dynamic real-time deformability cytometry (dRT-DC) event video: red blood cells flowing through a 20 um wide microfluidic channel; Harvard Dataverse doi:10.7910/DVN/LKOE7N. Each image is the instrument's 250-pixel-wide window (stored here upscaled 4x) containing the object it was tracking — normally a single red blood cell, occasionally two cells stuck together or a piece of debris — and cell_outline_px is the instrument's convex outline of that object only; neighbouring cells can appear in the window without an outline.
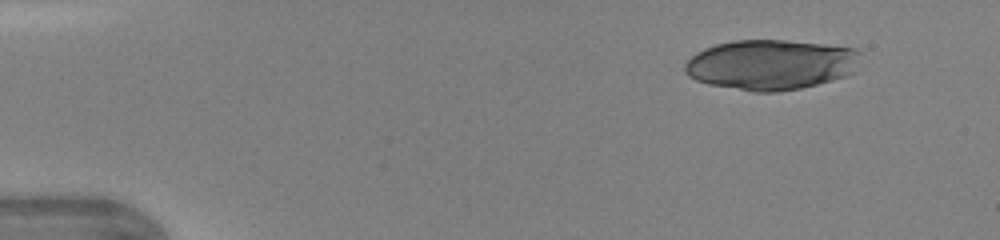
{"species": "human", "species_latin": "Homo sapiens", "temperature_condition": "warm", "stored_images_in_passage": 13, "camera_frame_rate_fps": 3000, "um_per_image_px": 0.085, "donor": {"sex": "female"}, "frame": {"image": 1, "passage_image": 1, "time_ms": 0.0, "image_size_px": [1000, 240], "cell_outline_px": [[860, 52], [856, 72], [832, 80], [800, 88], [776, 92], [752, 92], [708, 84], [696, 80], [688, 76], [684, 72], [684, 64], [696, 52], [704, 48], [716, 44], [732, 40], [784, 40], [824, 44], [856, 48]], "centroid_in_image_um": [65.51, 5.49], "position_along_channel_um": 19.5, "area_um2": 51.67}}
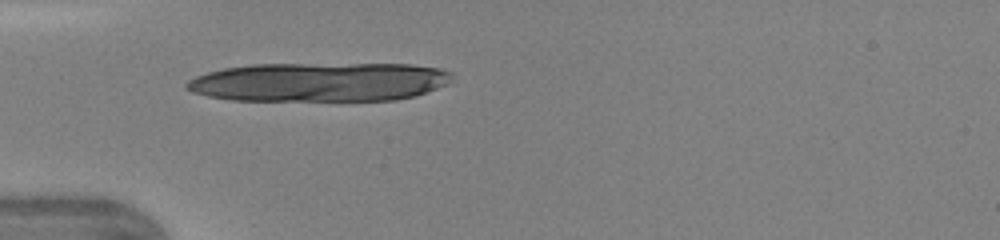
{"frame": {"image": 2, "passage_image": 10, "time_ms": 3.0, "image_size_px": [1000, 240], "cell_outline_px": [[452, 80], [448, 84], [416, 96], [396, 100], [232, 100], [208, 96], [192, 92], [184, 88], [184, 84], [188, 80], [196, 76], [208, 72], [224, 68], [252, 64], [412, 64], [440, 68], [452, 72]], "centroid_in_image_um": [27.16, 6.96], "position_along_channel_um": 57.8, "area_um2": 60.75}}